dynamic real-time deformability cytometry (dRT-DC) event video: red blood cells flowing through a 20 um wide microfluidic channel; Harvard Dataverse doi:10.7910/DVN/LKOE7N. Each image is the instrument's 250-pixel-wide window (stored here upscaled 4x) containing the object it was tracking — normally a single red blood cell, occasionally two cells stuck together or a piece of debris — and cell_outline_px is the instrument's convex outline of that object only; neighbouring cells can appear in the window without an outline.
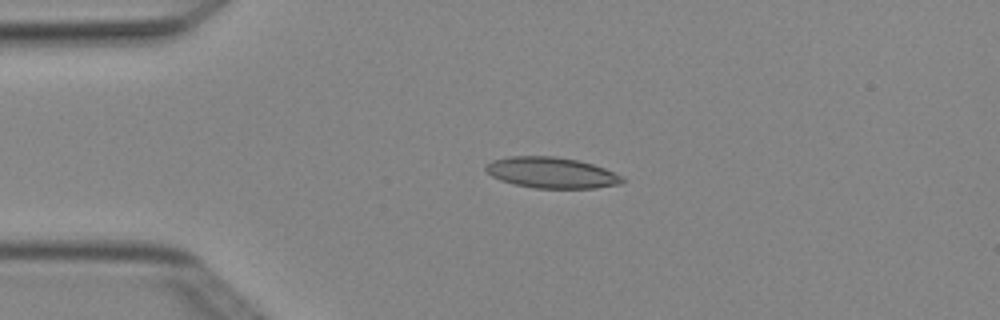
{"species": "Egyptian fruit bat (a non-hibernating species)", "species_latin": "Rousettus aegyptiacus", "temperature_condition": "cold", "stored_images_in_passage": 6, "camera_frame_rate_fps": 3000, "um_per_image_px": 0.085, "animal": {"sex": "female"}, "frame": {"image": 1, "passage_image": 2, "time_ms": 0.333, "image_size_px": [1000, 320], "cell_outline_px": [[624, 180], [620, 184], [596, 188], [536, 188], [516, 184], [500, 180], [492, 176], [484, 168], [484, 164], [492, 160], [508, 156], [556, 156], [576, 160], [592, 164], [604, 168], [624, 176]], "centroid_in_image_um": [46.87, 14.67], "position_along_channel_um": 38.1, "area_um2": 24.62}}
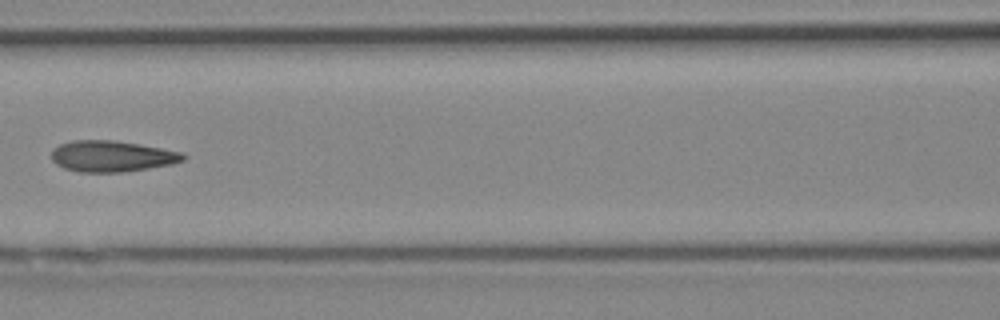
{"frame": {"image": 2, "passage_image": 5, "time_ms": 1.333, "image_size_px": [1000, 320], "cell_outline_px": [[188, 156], [184, 160], [172, 164], [148, 168], [120, 172], [80, 172], [64, 168], [56, 164], [52, 160], [52, 148], [60, 144], [72, 140], [116, 140], [140, 144], [184, 152]], "centroid_in_image_um": [9.52, 13.27], "position_along_channel_um": 157.1, "area_um2": 24.04}}
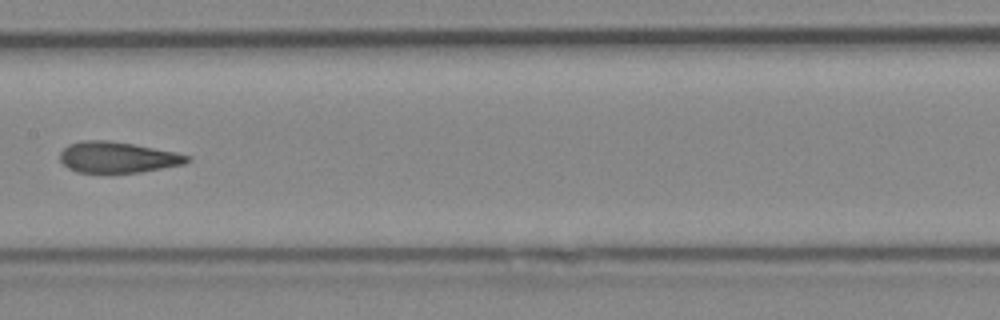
{"frame": {"image": 3, "passage_image": 6, "time_ms": 1.667, "image_size_px": [1000, 320], "cell_outline_px": [[188, 160], [184, 164], [140, 172], [76, 172], [68, 168], [60, 160], [60, 152], [68, 144], [80, 140], [108, 140], [132, 144], [176, 152], [188, 156]], "centroid_in_image_um": [9.94, 13.36], "position_along_channel_um": 197.5, "area_um2": 22.72}}